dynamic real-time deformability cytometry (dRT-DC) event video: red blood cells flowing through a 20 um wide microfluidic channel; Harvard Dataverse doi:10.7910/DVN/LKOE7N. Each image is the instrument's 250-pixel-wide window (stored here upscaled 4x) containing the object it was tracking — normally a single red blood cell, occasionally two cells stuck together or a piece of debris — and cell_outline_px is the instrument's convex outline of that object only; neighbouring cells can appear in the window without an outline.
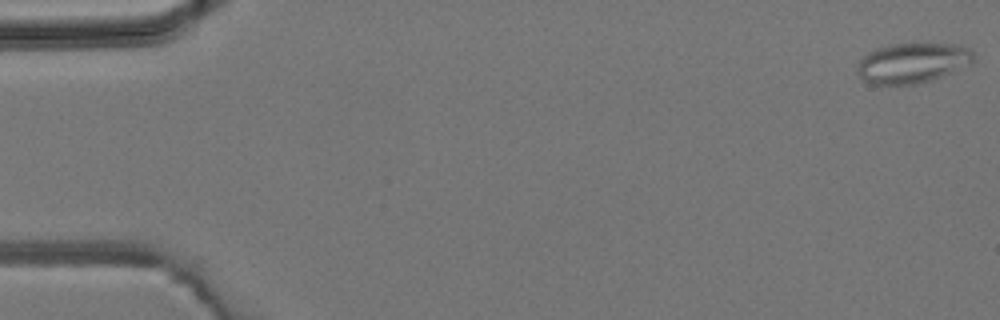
{"species": "common noctule bat (a hibernating species)", "species_latin": "Nyctalus noctula", "temperature_condition": "room temperature", "stored_images_in_passage": 7, "camera_frame_rate_fps": 3000, "um_per_image_px": 0.085, "animal": {"sex": "male", "body_mass_g": 19.2, "forearm_length_mm": 51.8}, "frame": {"image": 1, "passage_image": 1, "time_ms": 0.0, "image_size_px": [1000, 320], "cell_outline_px": [[972, 64], [932, 80], [916, 84], [872, 84], [864, 80], [860, 76], [860, 60], [868, 52], [876, 48], [888, 44], [960, 44], [968, 48], [972, 52]], "centroid_in_image_um": [77.59, 5.34], "position_along_channel_um": 7.4, "area_um2": 26.88}}
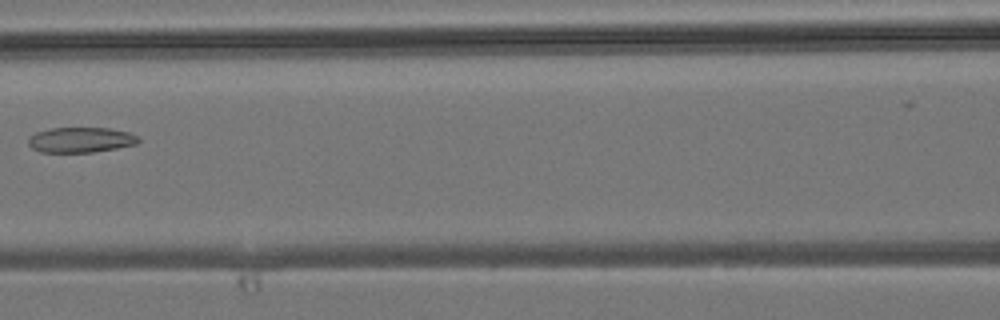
{"frame": {"image": 2, "passage_image": 7, "time_ms": 7.0, "image_size_px": [1000, 320], "cell_outline_px": [[140, 140], [136, 144], [116, 148], [92, 152], [40, 152], [32, 148], [28, 144], [28, 140], [36, 132], [48, 128], [108, 128], [128, 132], [136, 136]], "centroid_in_image_um": [6.84, 11.89], "position_along_channel_um": 159.8, "area_um2": 16.07}}